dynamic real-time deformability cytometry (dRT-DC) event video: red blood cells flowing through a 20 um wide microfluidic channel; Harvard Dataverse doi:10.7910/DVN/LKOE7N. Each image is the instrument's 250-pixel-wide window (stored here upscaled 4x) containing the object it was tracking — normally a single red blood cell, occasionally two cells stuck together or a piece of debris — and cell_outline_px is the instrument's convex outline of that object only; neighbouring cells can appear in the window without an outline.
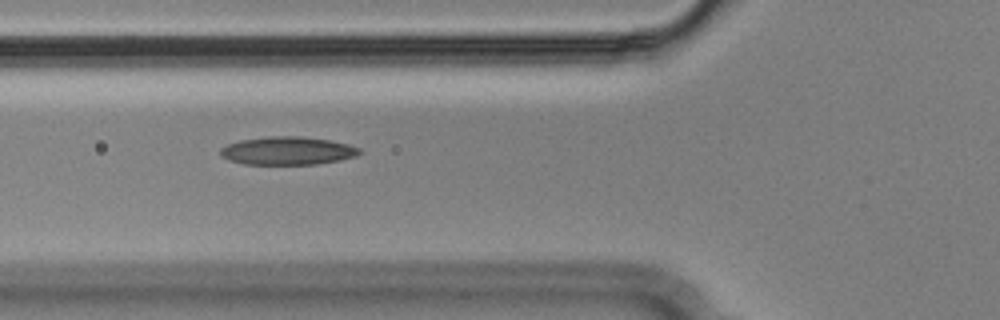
{"species": "Egyptian fruit bat (a non-hibernating species)", "species_latin": "Rousettus aegyptiacus", "temperature_condition": "cold", "stored_images_in_passage": 40, "camera_frame_rate_fps": 3000, "um_per_image_px": 0.085, "animal": {"sex": "male"}, "frame": {"image": 1, "passage_image": 5, "time_ms": 1.333, "image_size_px": [1000, 320], "cell_outline_px": [[364, 152], [356, 156], [340, 160], [316, 164], [244, 164], [228, 160], [220, 156], [220, 148], [228, 144], [240, 140], [268, 136], [300, 136], [328, 140], [348, 144], [360, 148]], "centroid_in_image_um": [24.44, 12.81], "position_along_channel_um": 101.4, "area_um2": 22.89}}
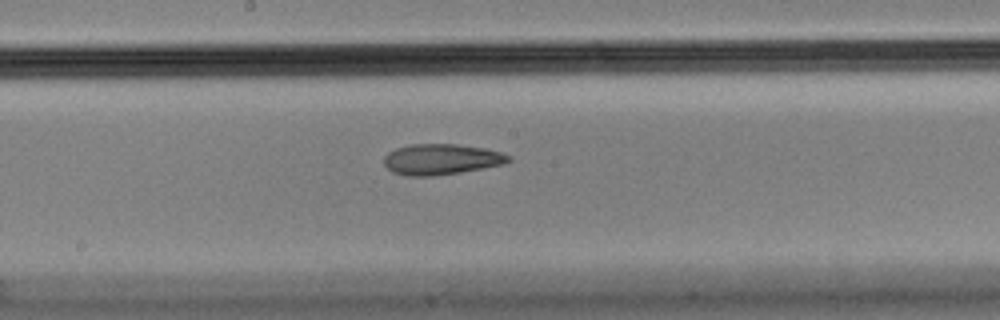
{"frame": {"image": 2, "passage_image": 14, "time_ms": 4.333, "image_size_px": [1000, 320], "cell_outline_px": [[512, 160], [504, 164], [460, 172], [436, 176], [404, 176], [392, 172], [384, 164], [384, 156], [388, 152], [396, 148], [412, 144], [456, 144], [484, 148], [500, 152], [512, 156]], "centroid_in_image_um": [37.5, 13.54], "position_along_channel_um": 210.7, "area_um2": 22.43}}
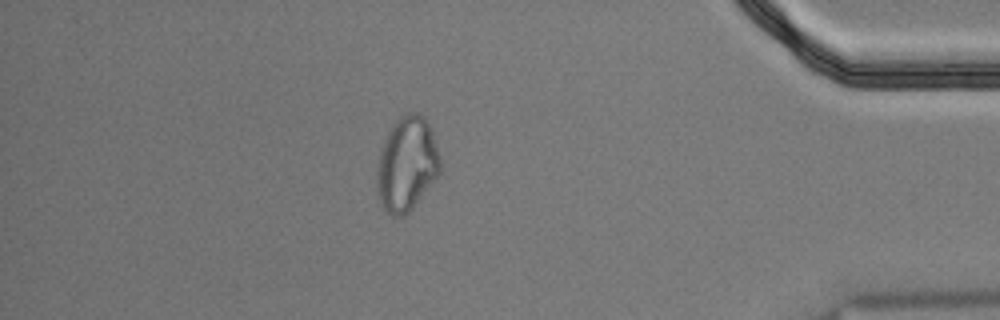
{"frame": {"image": 3, "passage_image": 33, "time_ms": 10.667, "image_size_px": [1000, 320], "cell_outline_px": [[440, 172], [412, 208], [404, 216], [388, 216], [380, 204], [376, 192], [376, 168], [380, 148], [392, 124], [400, 116], [408, 112], [416, 112], [424, 116], [432, 132], [440, 156]], "centroid_in_image_um": [34.53, 13.95], "position_along_channel_um": 400.7, "area_um2": 35.08}, "authors_computed_cell_mechanics": {"area_um2": 23.3801, "velocity_mm_per_s": 3.6276, "shape_relaxation_time_tau1_ms": null, "shape_relaxation_time_tau2_ms": 8.1315, "deformation_change_tau1": null, "deformation_change_tau2": 0.1651}}